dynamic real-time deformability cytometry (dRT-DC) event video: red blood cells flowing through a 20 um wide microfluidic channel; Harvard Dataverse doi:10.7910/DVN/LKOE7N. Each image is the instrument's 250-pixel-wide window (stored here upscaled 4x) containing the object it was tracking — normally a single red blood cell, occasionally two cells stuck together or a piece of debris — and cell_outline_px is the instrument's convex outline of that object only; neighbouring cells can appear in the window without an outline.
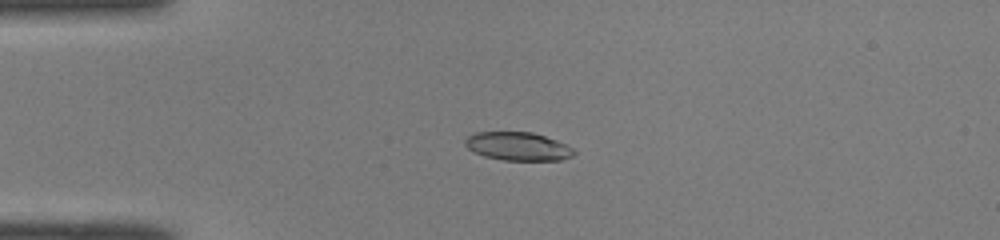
{"species": "common noctule bat (a hibernating species)", "species_latin": "Nyctalus noctula", "temperature_condition": "room temperature", "stored_images_in_passage": 38, "camera_frame_rate_fps": 3000, "um_per_image_px": 0.085, "animal": {"sex": "male", "body_mass_g": 19.0, "forearm_length_mm": 50.8}, "frame": {"image": 1, "passage_image": 1, "time_ms": 0.0, "image_size_px": [1000, 240], "cell_outline_px": [[576, 152], [572, 156], [560, 160], [504, 160], [484, 156], [468, 148], [464, 144], [464, 140], [468, 136], [476, 132], [532, 132], [556, 140], [572, 148]], "centroid_in_image_um": [44.01, 12.43], "position_along_channel_um": 41.0, "area_um2": 17.8}}
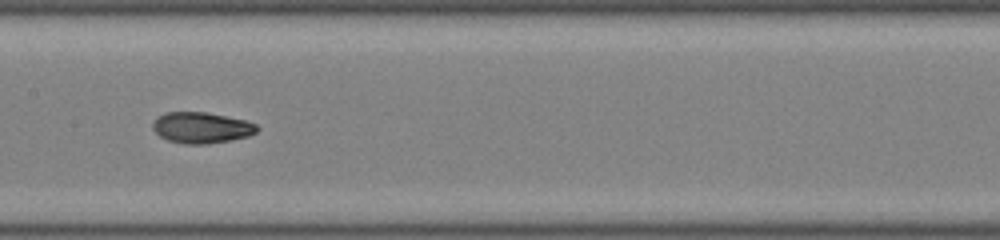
{"frame": {"image": 2, "passage_image": 14, "time_ms": 4.333, "image_size_px": [1000, 240], "cell_outline_px": [[260, 128], [256, 132], [248, 136], [208, 144], [184, 144], [168, 140], [160, 136], [152, 128], [152, 124], [156, 116], [164, 112], [208, 112], [244, 120], [256, 124]], "centroid_in_image_um": [17.09, 10.84], "position_along_channel_um": 190.3, "area_um2": 18.9}}
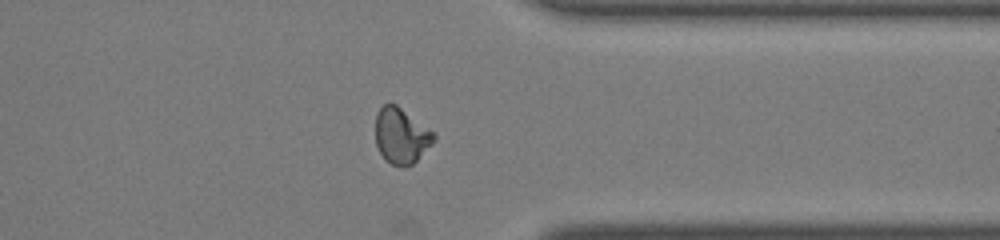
{"frame": {"image": 3, "passage_image": 28, "time_ms": 9.0, "image_size_px": [1000, 240], "cell_outline_px": [[436, 140], [412, 164], [404, 168], [392, 164], [384, 160], [376, 144], [376, 112], [384, 104], [396, 104], [436, 132]], "centroid_in_image_um": [34.12, 11.54], "position_along_channel_um": 377.3, "area_um2": 19.13}, "authors_computed_cell_mechanics": {"area_um2": 18.8139, "velocity_mm_per_s": 4.0993, "shape_relaxation_time_tau1_ms": 10.3287, "shape_relaxation_time_tau2_ms": 1.9517, "deformation_change_tau1": 0.2658, "deformation_change_tau2": 0.0608}}